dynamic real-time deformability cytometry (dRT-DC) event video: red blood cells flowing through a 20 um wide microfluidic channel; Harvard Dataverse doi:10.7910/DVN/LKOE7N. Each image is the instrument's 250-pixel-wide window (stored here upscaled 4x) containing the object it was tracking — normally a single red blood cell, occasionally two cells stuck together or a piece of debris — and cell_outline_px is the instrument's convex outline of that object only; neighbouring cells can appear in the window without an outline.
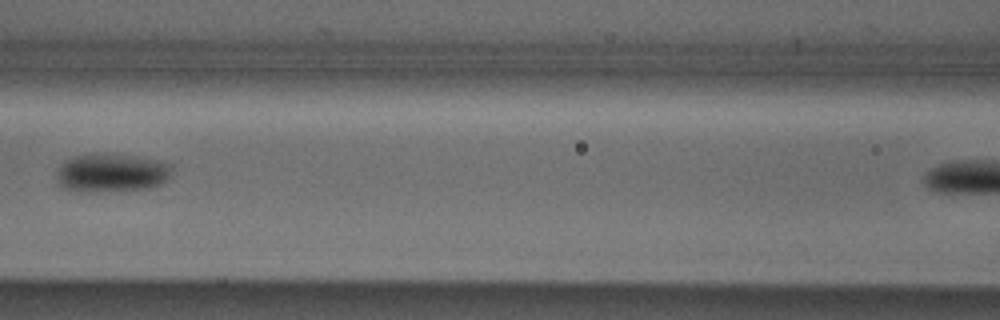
{"species": "Egyptian fruit bat (a non-hibernating species)", "species_latin": "Rousettus aegyptiacus", "temperature_condition": "cold", "stored_images_in_passage": 5, "segment_of_instrument_passage": [1, 2], "camera_frame_rate_fps": 3000, "um_per_image_px": 0.085, "animal": {"sex": "male"}, "frame": {"image": 1, "passage_image": 3, "time_ms": 0.667, "image_size_px": [1000, 320], "cell_outline_px": [[172, 168], [168, 180], [152, 188], [92, 192], [88, 192], [64, 188], [56, 180], [56, 176], [60, 168], [68, 160], [76, 156], [92, 152], [96, 152], [140, 156], [172, 164]], "centroid_in_image_um": [9.53, 14.67], "position_along_channel_um": 157.1, "area_um2": 26.07}}
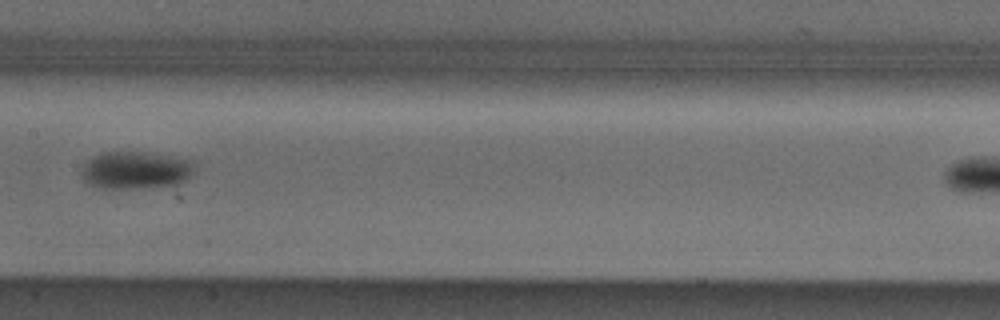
{"frame": {"image": 2, "passage_image": 4, "time_ms": 1.0, "image_size_px": [1000, 320], "cell_outline_px": [[192, 172], [188, 180], [180, 184], [136, 188], [96, 188], [88, 184], [80, 176], [80, 172], [84, 164], [92, 156], [104, 152], [136, 152], [188, 160], [192, 164]], "centroid_in_image_um": [11.43, 14.49], "position_along_channel_um": 196.0, "area_um2": 24.33}}